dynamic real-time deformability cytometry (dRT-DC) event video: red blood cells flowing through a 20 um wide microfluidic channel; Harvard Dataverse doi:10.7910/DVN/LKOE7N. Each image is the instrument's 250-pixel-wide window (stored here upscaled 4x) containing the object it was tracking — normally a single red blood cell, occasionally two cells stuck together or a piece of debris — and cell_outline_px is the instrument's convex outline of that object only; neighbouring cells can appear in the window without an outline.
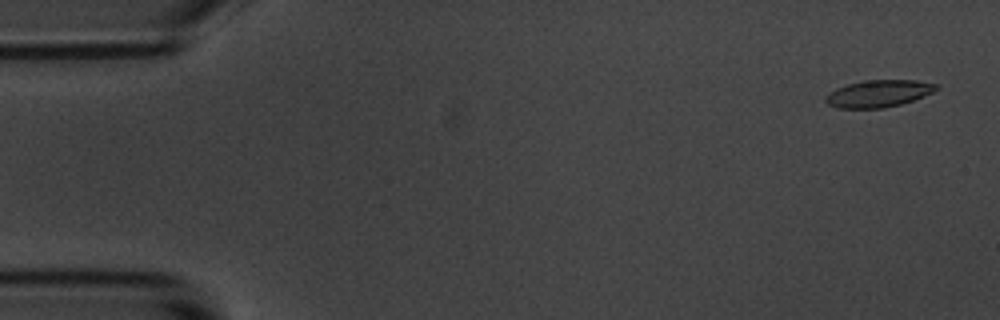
{"species": "common noctule bat (a hibernating species)", "species_latin": "Nyctalus noctula", "temperature_condition": "room temperature", "stored_images_in_passage": 5, "camera_frame_rate_fps": 3000, "um_per_image_px": 0.085, "animal": {"sex": "male", "body_mass_g": 20.1, "forearm_length_mm": 53.5}, "frame": {"image": 1, "passage_image": 1, "time_ms": 0.0, "image_size_px": [1000, 320], "cell_outline_px": [[940, 88], [924, 96], [900, 104], [884, 108], [836, 108], [828, 104], [824, 100], [824, 96], [828, 92], [836, 88], [848, 84], [864, 80], [916, 80], [936, 84]], "centroid_in_image_um": [74.63, 7.95], "position_along_channel_um": 10.4, "area_um2": 17.51}}
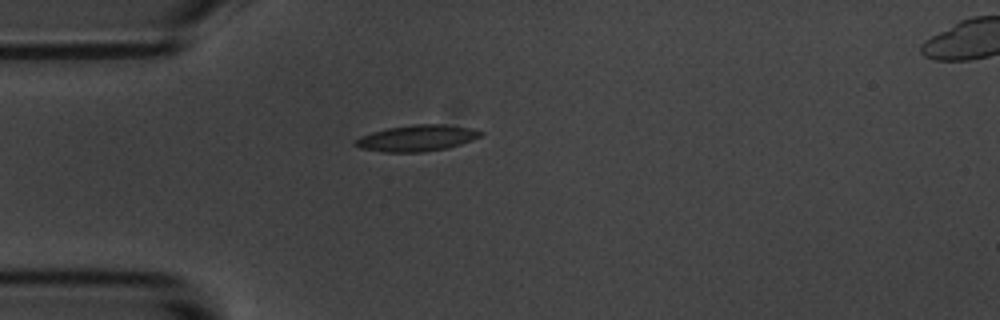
{"frame": {"image": 2, "passage_image": 4, "time_ms": 4.333, "image_size_px": [1000, 320], "cell_outline_px": [[484, 132], [480, 136], [472, 140], [448, 148], [420, 152], [384, 152], [360, 148], [352, 144], [352, 140], [360, 136], [372, 132], [388, 128], [412, 124], [444, 124], [472, 128]], "centroid_in_image_um": [35.4, 11.74], "position_along_channel_um": 49.6, "area_um2": 19.25}}